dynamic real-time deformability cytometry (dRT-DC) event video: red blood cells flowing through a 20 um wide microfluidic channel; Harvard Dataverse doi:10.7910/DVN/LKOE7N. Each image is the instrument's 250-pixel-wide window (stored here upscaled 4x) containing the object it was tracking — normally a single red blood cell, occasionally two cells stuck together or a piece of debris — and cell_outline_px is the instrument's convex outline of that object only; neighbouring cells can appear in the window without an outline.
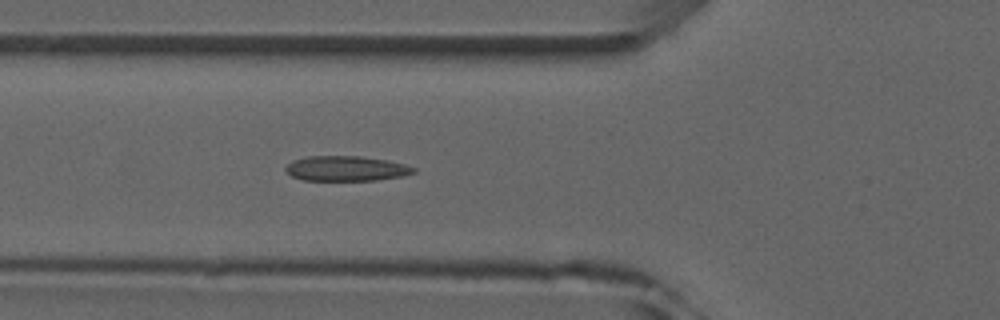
{"species": "common noctule bat (a hibernating species)", "species_latin": "Nyctalus noctula", "temperature_condition": "room temperature", "stored_images_in_passage": 4, "camera_frame_rate_fps": 3000, "um_per_image_px": 0.085, "animal": {"sex": "male", "forearm_length_mm": 52.5}, "frame": {"image": 1, "passage_image": 4, "time_ms": 4.333, "image_size_px": [1000, 320], "cell_outline_px": [[416, 172], [404, 176], [376, 180], [304, 180], [292, 176], [284, 168], [292, 160], [304, 156], [360, 156], [388, 160], [404, 164], [416, 168]], "centroid_in_image_um": [29.43, 14.31], "position_along_channel_um": 96.4, "area_um2": 18.73}}